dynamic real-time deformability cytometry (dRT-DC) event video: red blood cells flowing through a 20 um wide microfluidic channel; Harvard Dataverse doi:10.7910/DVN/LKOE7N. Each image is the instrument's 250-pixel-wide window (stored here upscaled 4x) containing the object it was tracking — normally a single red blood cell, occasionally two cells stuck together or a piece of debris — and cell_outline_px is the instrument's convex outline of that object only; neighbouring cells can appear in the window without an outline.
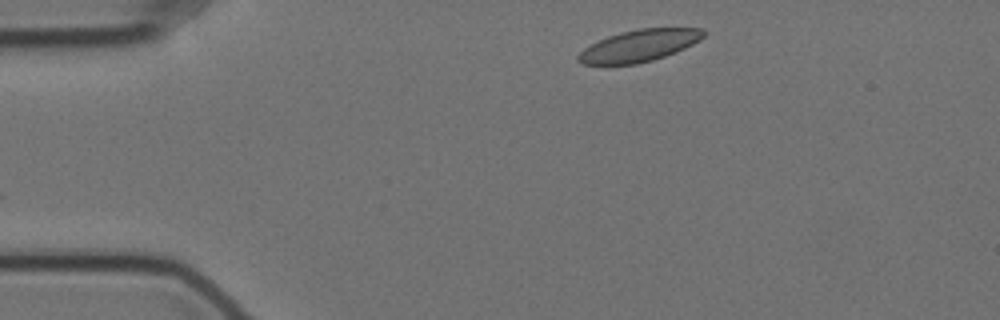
{"species": "Egyptian fruit bat (a non-hibernating species)", "species_latin": "Rousettus aegyptiacus", "temperature_condition": "cold", "stored_images_in_passage": 37, "camera_frame_rate_fps": 3000, "um_per_image_px": 0.085, "animal": {"sex": "female"}, "frame": {"image": 1, "passage_image": 1, "time_ms": 0.0, "image_size_px": [1000, 320], "cell_outline_px": [[704, 36], [700, 40], [676, 52], [652, 60], [636, 64], [580, 64], [576, 60], [576, 56], [584, 48], [608, 36], [620, 32], [640, 28], [704, 28]], "centroid_in_image_um": [54.32, 3.88], "position_along_channel_um": 30.7, "area_um2": 23.12}}
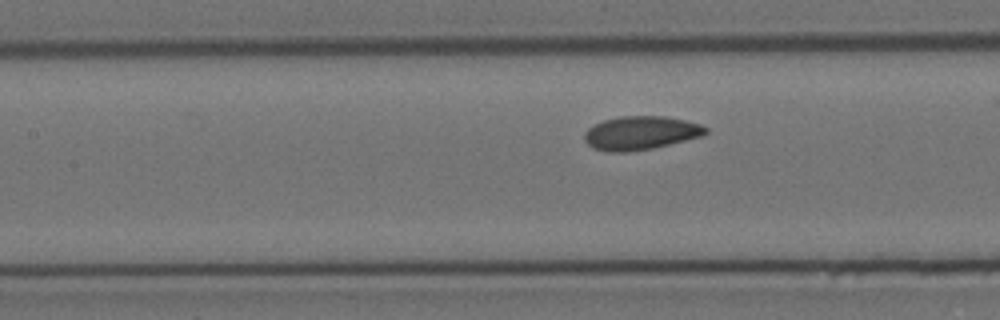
{"frame": {"image": 2, "passage_image": 16, "time_ms": 5.0, "image_size_px": [1000, 320], "cell_outline_px": [[708, 132], [704, 136], [652, 148], [628, 152], [608, 152], [592, 148], [584, 140], [584, 132], [588, 128], [604, 120], [620, 116], [664, 116], [684, 120], [700, 124], [708, 128]], "centroid_in_image_um": [54.46, 11.31], "position_along_channel_um": 152.9, "area_um2": 23.81}}
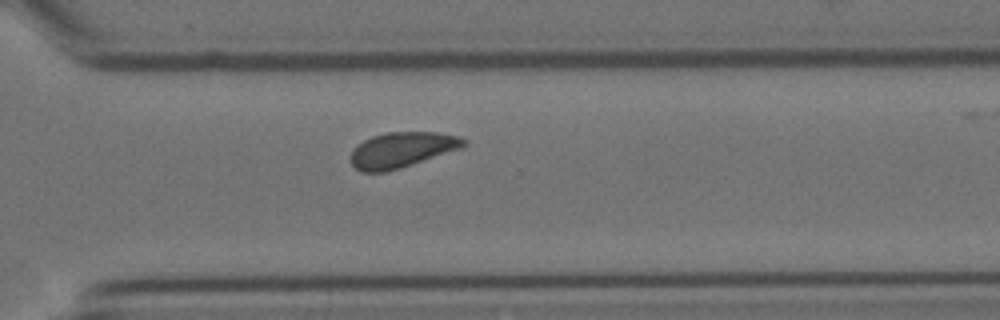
{"frame": {"image": 3, "passage_image": 32, "time_ms": 10.333, "image_size_px": [1000, 320], "cell_outline_px": [[468, 144], [460, 148], [400, 168], [384, 172], [360, 172], [348, 160], [352, 148], [356, 144], [372, 136], [388, 132], [436, 132], [460, 136], [468, 140]], "centroid_in_image_um": [34.12, 12.73], "position_along_channel_um": 336.5, "area_um2": 23.47}}